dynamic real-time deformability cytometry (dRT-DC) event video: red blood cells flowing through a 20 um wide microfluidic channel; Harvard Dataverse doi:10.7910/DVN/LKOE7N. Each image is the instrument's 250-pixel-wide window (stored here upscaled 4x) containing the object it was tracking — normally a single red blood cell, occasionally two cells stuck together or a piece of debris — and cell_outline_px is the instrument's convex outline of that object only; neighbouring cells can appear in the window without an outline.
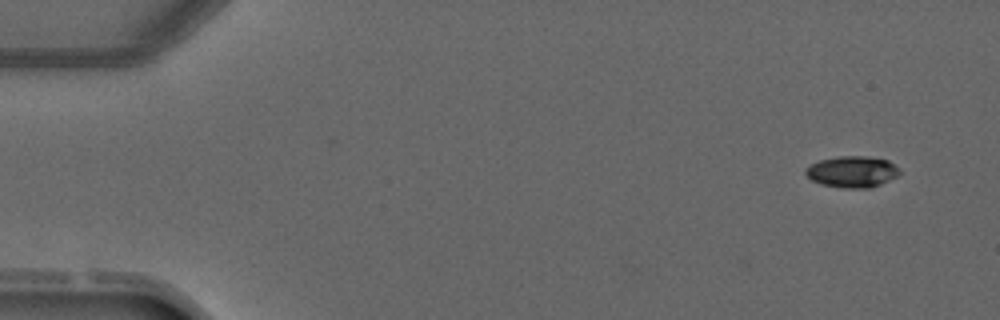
{"species": "common noctule bat (a hibernating species)", "species_latin": "Nyctalus noctula", "temperature_condition": "warm", "stored_images_in_passage": 4, "camera_frame_rate_fps": 3000, "um_per_image_px": 0.085, "animal": {"sex": "male", "forearm_length_mm": 52.5}, "frame": {"image": 1, "passage_image": 4, "time_ms": 3.333, "image_size_px": [1000, 320], "cell_outline_px": [[900, 172], [896, 176], [880, 184], [868, 188], [844, 188], [820, 184], [812, 180], [804, 172], [804, 168], [820, 160], [840, 156], [868, 156], [888, 160], [900, 168]], "centroid_in_image_um": [72.43, 14.59], "position_along_channel_um": 12.6, "area_um2": 17.11}}